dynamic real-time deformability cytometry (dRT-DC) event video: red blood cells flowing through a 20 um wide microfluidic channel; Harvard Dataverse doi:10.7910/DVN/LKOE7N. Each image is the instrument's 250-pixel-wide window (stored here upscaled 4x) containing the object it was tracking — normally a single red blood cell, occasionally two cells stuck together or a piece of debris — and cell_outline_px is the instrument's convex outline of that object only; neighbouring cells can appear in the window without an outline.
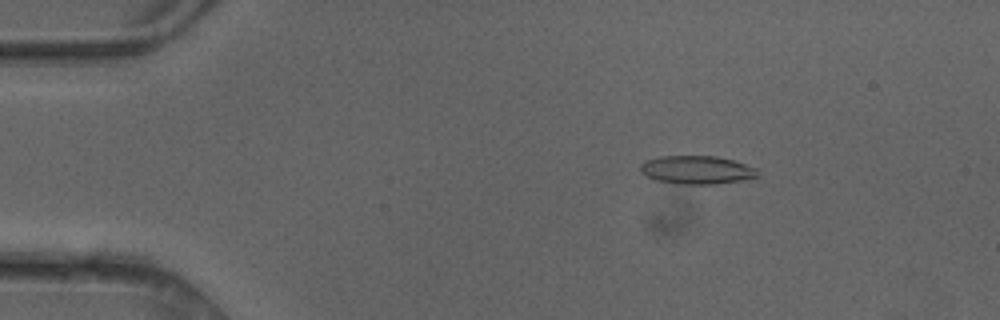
{"species": "common noctule bat (a hibernating species)", "species_latin": "Nyctalus noctula", "temperature_condition": "cold", "stored_images_in_passage": 2, "camera_frame_rate_fps": 3000, "um_per_image_px": 0.085, "animal": {"sex": "female"}, "frame": {"image": 1, "passage_image": 1, "time_ms": 0.0, "image_size_px": [1000, 320], "cell_outline_px": [[760, 176], [740, 180], [712, 184], [680, 184], [656, 180], [640, 172], [640, 164], [644, 160], [660, 156], [716, 156], [732, 160], [756, 168]], "centroid_in_image_um": [59.19, 14.43], "position_along_channel_um": 25.8, "area_um2": 19.25}}